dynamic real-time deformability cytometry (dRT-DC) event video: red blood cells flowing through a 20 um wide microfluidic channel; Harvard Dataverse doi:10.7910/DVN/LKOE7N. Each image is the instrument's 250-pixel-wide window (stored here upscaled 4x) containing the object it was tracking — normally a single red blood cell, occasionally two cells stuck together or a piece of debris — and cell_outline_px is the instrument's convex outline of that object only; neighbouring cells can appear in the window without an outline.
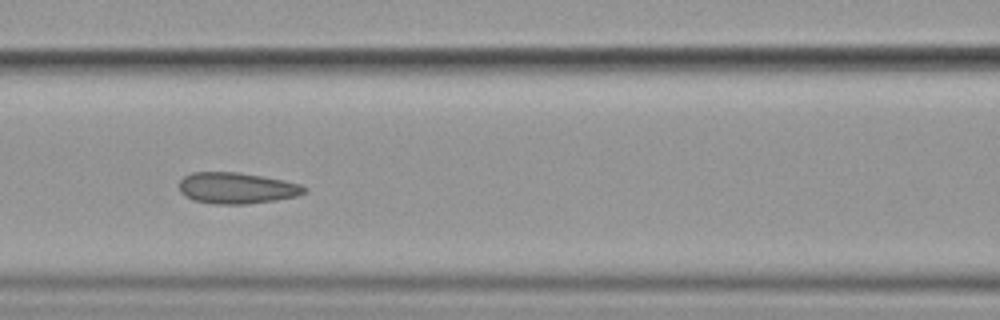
{"species": "common noctule bat (a hibernating species)", "species_latin": "Nyctalus noctula", "temperature_condition": "cold", "stored_images_in_passage": 12, "camera_frame_rate_fps": 3000, "um_per_image_px": 0.085, "animal": {"sex": "female", "body_mass_g": 19.9}, "frame": {"image": 1, "passage_image": 6, "time_ms": 6.667, "image_size_px": [1000, 320], "cell_outline_px": [[308, 192], [296, 196], [276, 200], [244, 204], [212, 204], [192, 200], [184, 196], [180, 192], [180, 180], [184, 176], [192, 172], [240, 172], [300, 184], [308, 188]], "centroid_in_image_um": [20.1, 15.99], "position_along_channel_um": 146.5, "area_um2": 22.77}}
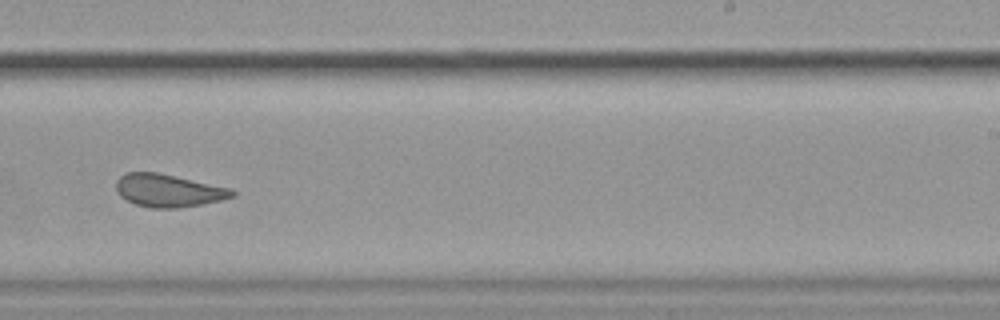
{"frame": {"image": 2, "passage_image": 9, "time_ms": 10.333, "image_size_px": [1000, 320], "cell_outline_px": [[236, 196], [204, 204], [176, 208], [152, 208], [136, 204], [120, 196], [116, 192], [116, 180], [124, 172], [160, 172], [232, 188], [236, 192]], "centroid_in_image_um": [14.33, 16.18], "position_along_channel_um": 274.7, "area_um2": 22.48}}
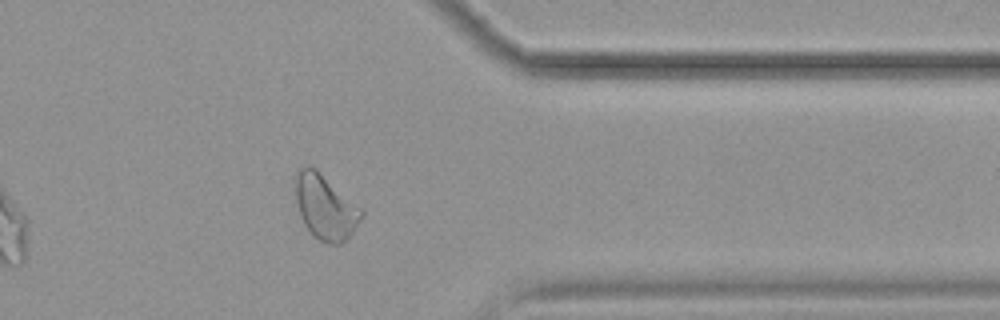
{"frame": {"image": 3, "passage_image": 12, "time_ms": 13.667, "image_size_px": [1000, 320], "cell_outline_px": [[364, 212], [360, 220], [352, 232], [340, 244], [328, 244], [320, 240], [304, 224], [300, 216], [296, 200], [296, 172], [300, 168], [308, 164], [316, 168], [364, 208]], "centroid_in_image_um": [27.68, 17.55], "position_along_channel_um": 383.7, "area_um2": 24.97}, "authors_computed_cell_mechanics": {"area_um2": 23.12, "velocity_mm_per_s": 3.5228, "shape_relaxation_time_tau1_ms": null, "shape_relaxation_time_tau2_ms": 1.2079, "deformation_change_tau1": null, "deformation_change_tau2": 0.0845}}